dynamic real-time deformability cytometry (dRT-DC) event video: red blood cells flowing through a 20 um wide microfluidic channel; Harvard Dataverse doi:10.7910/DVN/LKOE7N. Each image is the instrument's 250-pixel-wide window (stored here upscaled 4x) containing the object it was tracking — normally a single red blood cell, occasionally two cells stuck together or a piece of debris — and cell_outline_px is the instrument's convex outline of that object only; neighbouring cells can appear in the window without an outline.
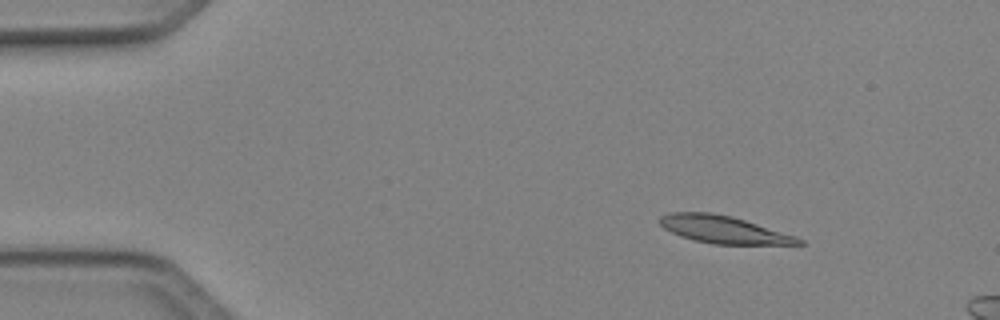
{"species": "Egyptian fruit bat (a non-hibernating species)", "species_latin": "Rousettus aegyptiacus", "temperature_condition": "cold", "stored_images_in_passage": 8, "camera_frame_rate_fps": 3000, "um_per_image_px": 0.085, "animal": {"sex": "female"}, "frame": {"image": 1, "passage_image": 1, "time_ms": 0.0, "image_size_px": [1000, 320], "cell_outline_px": [[804, 244], [712, 244], [680, 236], [664, 228], [660, 224], [660, 216], [668, 212], [712, 212], [732, 216], [796, 236], [804, 240]], "centroid_in_image_um": [61.49, 19.5], "position_along_channel_um": 23.5, "area_um2": 22.08}}